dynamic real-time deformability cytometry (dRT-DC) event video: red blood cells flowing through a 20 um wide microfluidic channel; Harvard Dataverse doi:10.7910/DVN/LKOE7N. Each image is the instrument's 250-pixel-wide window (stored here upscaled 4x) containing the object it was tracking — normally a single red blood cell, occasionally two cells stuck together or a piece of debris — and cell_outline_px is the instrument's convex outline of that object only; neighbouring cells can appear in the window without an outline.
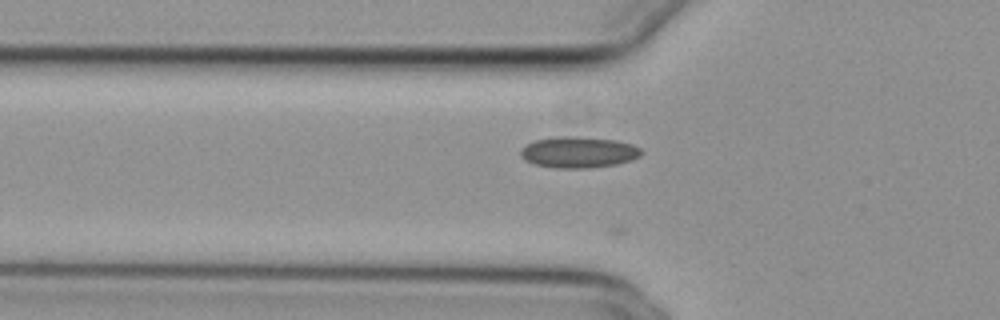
{"species": "common noctule bat (a hibernating species)", "species_latin": "Nyctalus noctula", "temperature_condition": "cold", "stored_images_in_passage": 31, "camera_frame_rate_fps": 3000, "um_per_image_px": 0.085, "animal": {"sex": "female", "body_mass_g": 29.2, "forearm_length_mm": 56.3}, "frame": {"image": 1, "passage_image": 3, "time_ms": 0.667, "image_size_px": [1000, 320], "cell_outline_px": [[644, 152], [640, 156], [632, 160], [616, 164], [588, 168], [556, 168], [536, 164], [524, 160], [520, 156], [520, 148], [536, 140], [556, 136], [576, 136], [616, 140], [632, 144], [640, 148]], "centroid_in_image_um": [49.18, 12.93], "position_along_channel_um": 76.6, "area_um2": 22.02}}
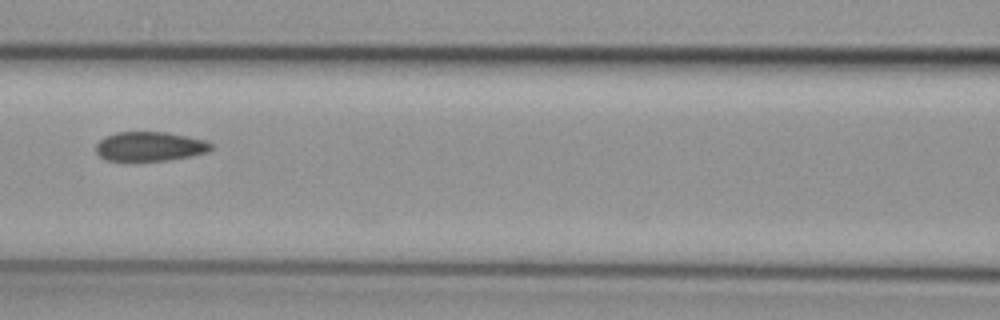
{"frame": {"image": 2, "passage_image": 9, "time_ms": 2.667, "image_size_px": [1000, 320], "cell_outline_px": [[212, 148], [208, 152], [168, 160], [108, 160], [100, 156], [96, 152], [96, 144], [104, 136], [116, 132], [168, 132], [208, 140], [212, 144]], "centroid_in_image_um": [12.75, 12.42], "position_along_channel_um": 153.8, "area_um2": 19.65}}
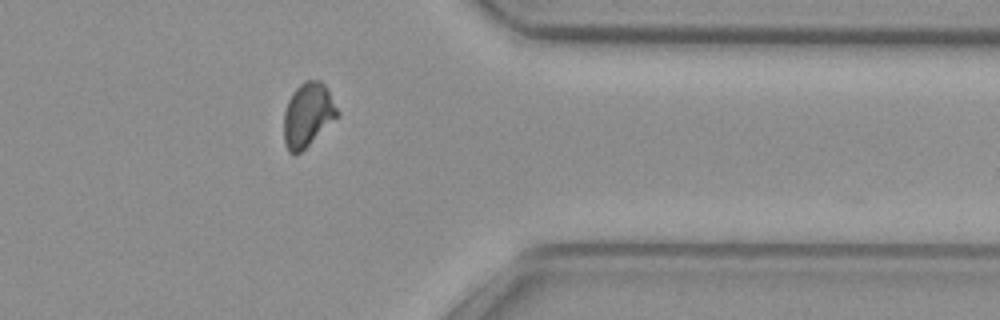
{"frame": {"image": 3, "passage_image": 28, "time_ms": 9.0, "image_size_px": [1000, 320], "cell_outline_px": [[340, 116], [300, 152], [292, 156], [288, 152], [284, 144], [284, 112], [288, 100], [292, 92], [304, 80], [320, 80], [328, 88], [340, 112]], "centroid_in_image_um": [26.18, 9.76], "position_along_channel_um": 385.2, "area_um2": 20.29}, "authors_computed_cell_mechanics": {"area_um2": 20.1722, "velocity_mm_per_s": 3.837, "shape_relaxation_time_tau1_ms": null, "shape_relaxation_time_tau2_ms": 1.278, "deformation_change_tau1": null, "deformation_change_tau2": 0.0677}}